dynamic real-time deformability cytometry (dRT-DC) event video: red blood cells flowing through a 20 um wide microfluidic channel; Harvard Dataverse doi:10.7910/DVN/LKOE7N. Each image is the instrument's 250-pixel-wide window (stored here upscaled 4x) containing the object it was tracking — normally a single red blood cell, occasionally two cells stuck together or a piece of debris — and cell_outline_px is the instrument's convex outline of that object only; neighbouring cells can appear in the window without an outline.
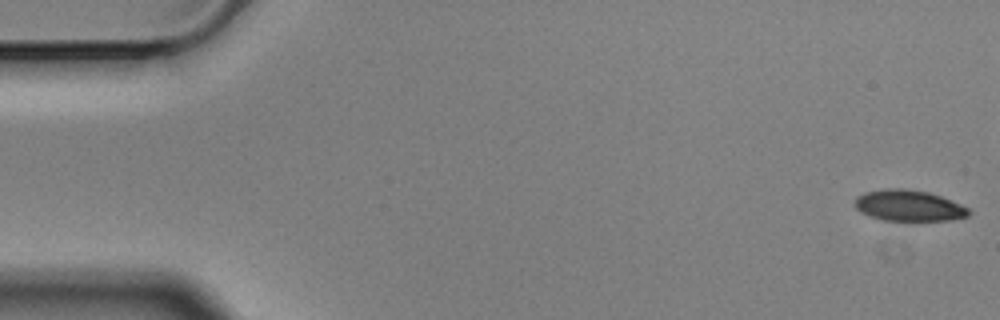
{"species": "Egyptian fruit bat (a non-hibernating species)", "species_latin": "Rousettus aegyptiacus", "temperature_condition": "cold", "stored_images_in_passage": 5, "camera_frame_rate_fps": 3000, "um_per_image_px": 0.085, "animal": {"sex": "male"}, "frame": {"image": 1, "passage_image": 1, "time_ms": 0.0, "image_size_px": [1000, 320], "cell_outline_px": [[972, 212], [968, 216], [952, 220], [880, 220], [860, 212], [856, 208], [856, 196], [864, 192], [884, 188], [904, 188], [928, 192], [952, 200], [968, 208]], "centroid_in_image_um": [77.24, 17.47], "position_along_channel_um": 7.8, "area_um2": 20.69}}